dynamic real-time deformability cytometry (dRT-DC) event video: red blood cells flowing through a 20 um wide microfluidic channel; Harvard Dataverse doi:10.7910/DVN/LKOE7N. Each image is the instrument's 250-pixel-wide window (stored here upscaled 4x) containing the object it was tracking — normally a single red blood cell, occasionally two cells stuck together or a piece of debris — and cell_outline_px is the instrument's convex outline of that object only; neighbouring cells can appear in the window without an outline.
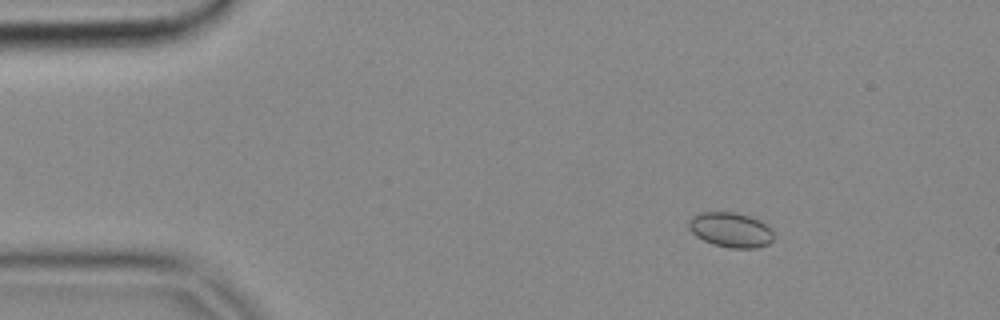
{"species": "common noctule bat (a hibernating species)", "species_latin": "Nyctalus noctula", "temperature_condition": "cold", "stored_images_in_passage": 5, "camera_frame_rate_fps": 3000, "um_per_image_px": 0.085, "animal": {"sex": "female", "body_mass_g": 18.4}, "frame": {"image": 1, "passage_image": 1, "time_ms": 0.0, "image_size_px": [1000, 320], "cell_outline_px": [[772, 240], [768, 244], [756, 248], [728, 248], [712, 244], [696, 236], [688, 228], [688, 224], [692, 216], [700, 212], [736, 212], [760, 220], [772, 232]], "centroid_in_image_um": [62.07, 19.54], "position_along_channel_um": 22.9, "area_um2": 17.17}}
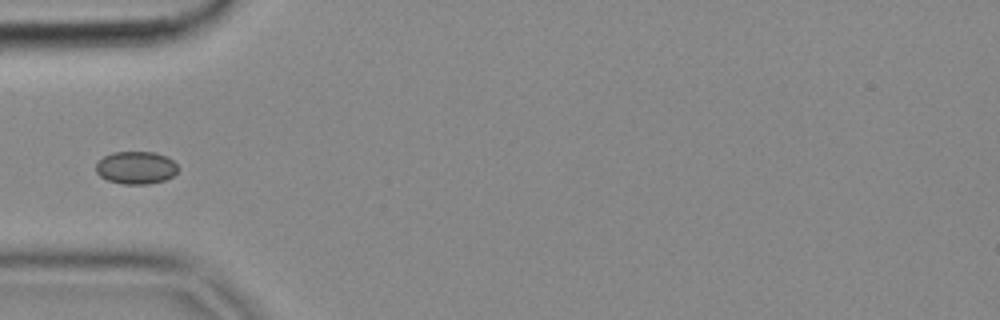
{"frame": {"image": 2, "passage_image": 4, "time_ms": 1.0, "image_size_px": [1000, 320], "cell_outline_px": [[180, 168], [172, 176], [164, 180], [148, 184], [124, 184], [108, 180], [100, 176], [96, 172], [96, 164], [104, 156], [112, 152], [156, 152], [168, 156]], "centroid_in_image_um": [11.58, 14.24], "position_along_channel_um": 73.4, "area_um2": 15.66}}